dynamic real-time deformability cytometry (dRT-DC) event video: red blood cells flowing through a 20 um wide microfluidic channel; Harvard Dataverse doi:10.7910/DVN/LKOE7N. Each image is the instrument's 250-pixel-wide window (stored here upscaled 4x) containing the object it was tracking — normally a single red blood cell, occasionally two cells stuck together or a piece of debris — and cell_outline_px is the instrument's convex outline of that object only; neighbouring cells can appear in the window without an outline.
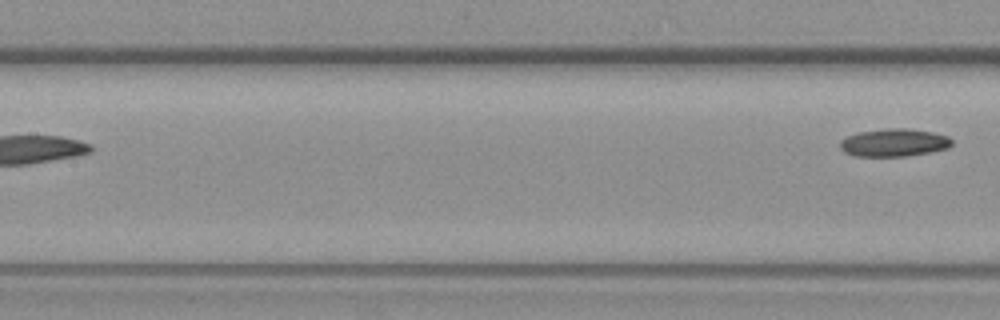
{"species": "common noctule bat (a hibernating species)", "species_latin": "Nyctalus noctula", "temperature_condition": "warm", "stored_images_in_passage": 6, "segment_of_instrument_passage": [2, 2], "camera_frame_rate_fps": 3000, "um_per_image_px": 0.085, "animal": {"sex": "female", "body_mass_g": 19.3, "forearm_length_mm": 54.1}, "frame": {"image": 1, "passage_image": 6, "time_ms": 7.0, "image_size_px": [1000, 320], "cell_outline_px": [[952, 144], [948, 148], [932, 152], [908, 156], [852, 156], [844, 152], [840, 148], [840, 140], [856, 132], [888, 128], [908, 128], [932, 132], [948, 136], [952, 140]], "centroid_in_image_um": [75.98, 12.12], "position_along_channel_um": 131.4, "area_um2": 18.32}}